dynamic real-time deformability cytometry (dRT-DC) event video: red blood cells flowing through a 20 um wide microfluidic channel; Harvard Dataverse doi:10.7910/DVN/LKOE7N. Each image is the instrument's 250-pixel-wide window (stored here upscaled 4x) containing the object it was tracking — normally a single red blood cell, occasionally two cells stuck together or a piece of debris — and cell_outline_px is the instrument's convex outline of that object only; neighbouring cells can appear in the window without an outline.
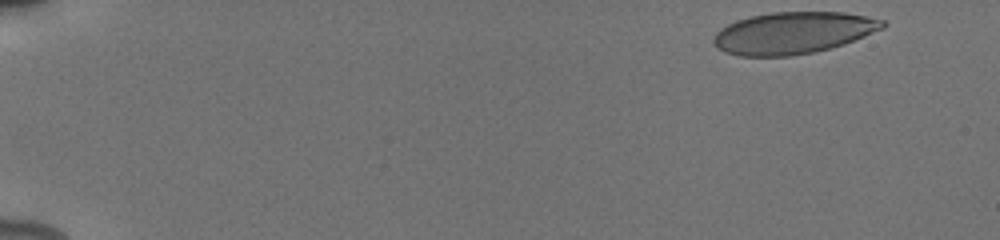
{"species": "human", "species_latin": "Homo sapiens", "temperature_condition": "cold", "stored_images_in_passage": 14, "camera_frame_rate_fps": 3000, "um_per_image_px": 0.085, "donor": {"sex": "male"}, "frame": {"image": 1, "passage_image": 1, "time_ms": 0.0, "image_size_px": [1000, 240], "cell_outline_px": [[888, 24], [884, 28], [844, 44], [812, 52], [788, 56], [740, 56], [724, 52], [716, 48], [712, 40], [716, 32], [720, 28], [736, 20], [752, 16], [772, 12], [844, 12], [884, 20]], "centroid_in_image_um": [67.39, 2.79], "position_along_channel_um": 17.6, "area_um2": 41.15}}
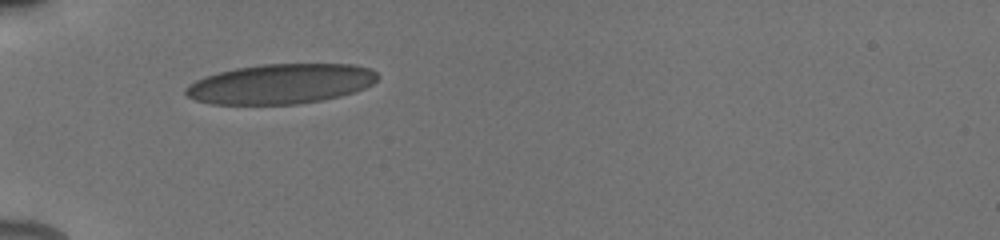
{"frame": {"image": 2, "passage_image": 9, "time_ms": 4.667, "image_size_px": [1000, 240], "cell_outline_px": [[380, 76], [372, 84], [364, 88], [340, 96], [320, 100], [296, 104], [212, 104], [196, 100], [188, 96], [184, 92], [184, 88], [188, 84], [204, 76], [236, 68], [264, 64], [356, 64], [372, 68]], "centroid_in_image_um": [23.87, 7.12], "position_along_channel_um": 61.1, "area_um2": 44.62}}